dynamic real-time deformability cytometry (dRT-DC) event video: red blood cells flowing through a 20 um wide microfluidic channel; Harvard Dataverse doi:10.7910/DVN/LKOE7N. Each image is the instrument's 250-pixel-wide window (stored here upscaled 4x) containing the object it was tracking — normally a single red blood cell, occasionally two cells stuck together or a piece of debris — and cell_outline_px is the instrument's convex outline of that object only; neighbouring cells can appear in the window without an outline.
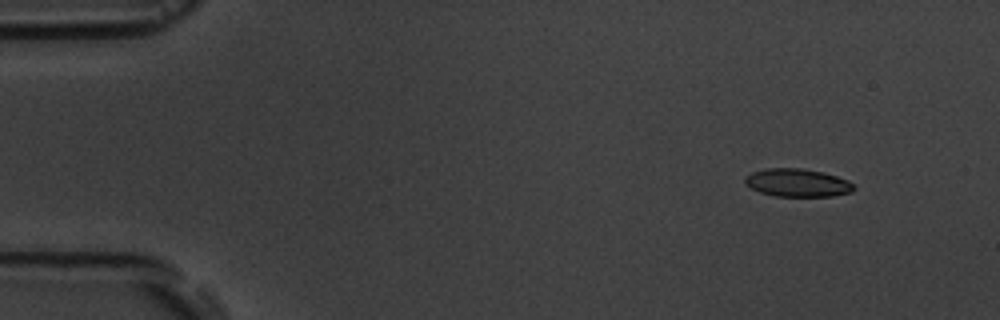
{"species": "common noctule bat (a hibernating species)", "species_latin": "Nyctalus noctula", "temperature_condition": "room temperature", "stored_images_in_passage": 5, "camera_frame_rate_fps": 3000, "um_per_image_px": 0.085, "animal": {"sex": "male", "body_mass_g": 19.5, "forearm_length_mm": 54.6}, "frame": {"image": 1, "passage_image": 2, "time_ms": 1.333, "image_size_px": [1000, 320], "cell_outline_px": [[856, 188], [852, 192], [832, 196], [776, 196], [760, 192], [744, 184], [744, 176], [752, 172], [768, 168], [800, 168], [824, 172], [848, 180]], "centroid_in_image_um": [67.77, 15.53], "position_along_channel_um": 17.2, "area_um2": 17.8}}
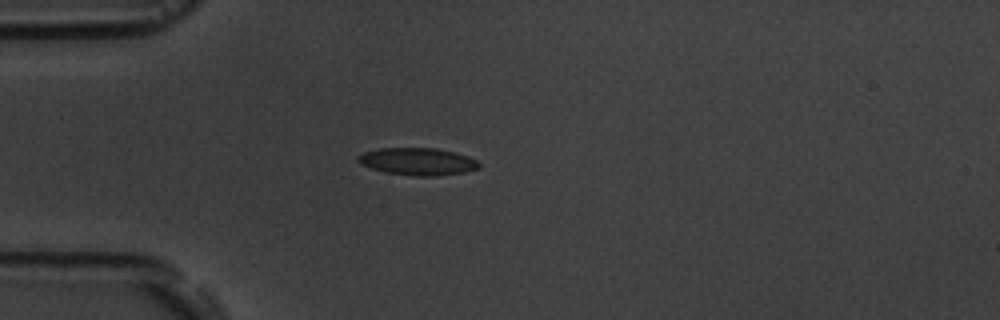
{"frame": {"image": 2, "passage_image": 5, "time_ms": 4.667, "image_size_px": [1000, 320], "cell_outline_px": [[480, 168], [464, 172], [436, 176], [416, 176], [384, 172], [360, 164], [356, 160], [356, 156], [364, 152], [380, 148], [436, 148], [468, 156], [476, 160], [480, 164]], "centroid_in_image_um": [35.48, 13.73], "position_along_channel_um": 49.5, "area_um2": 19.25}}